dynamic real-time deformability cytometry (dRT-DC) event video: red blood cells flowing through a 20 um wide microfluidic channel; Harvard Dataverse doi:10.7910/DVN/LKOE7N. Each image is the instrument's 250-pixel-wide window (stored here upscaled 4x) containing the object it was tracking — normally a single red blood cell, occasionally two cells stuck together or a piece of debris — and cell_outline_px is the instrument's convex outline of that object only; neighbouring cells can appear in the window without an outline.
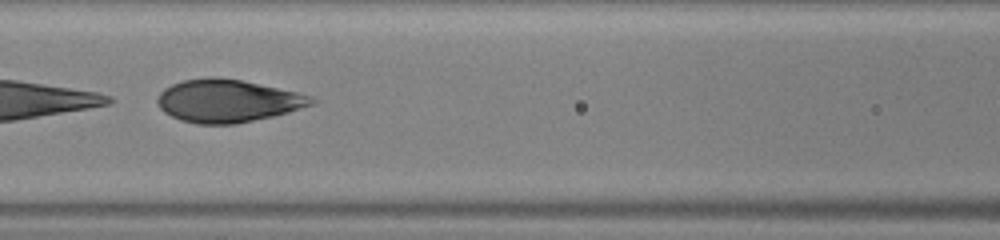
{"species": "human", "species_latin": "Homo sapiens", "temperature_condition": "warm", "stored_images_in_passage": 13, "camera_frame_rate_fps": 3000, "um_per_image_px": 0.085, "donor": {"sex": "male"}, "frame": {"image": 1, "passage_image": 10, "time_ms": 3.0, "image_size_px": [1000, 240], "cell_outline_px": [[316, 104], [288, 112], [272, 116], [236, 124], [196, 124], [180, 120], [164, 112], [160, 108], [156, 100], [160, 92], [164, 88], [172, 84], [184, 80], [212, 76], [216, 76], [240, 80], [296, 92], [312, 96], [316, 100]], "centroid_in_image_um": [19.34, 8.58], "position_along_channel_um": 147.3, "area_um2": 38.32}}